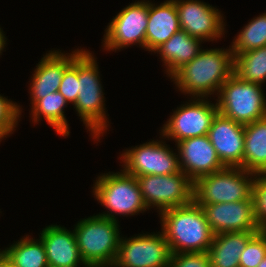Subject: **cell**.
Listing matches in <instances>:
<instances>
[{
  "label": "cell",
  "instance_id": "obj_1",
  "mask_svg": "<svg viewBox=\"0 0 266 267\" xmlns=\"http://www.w3.org/2000/svg\"><path fill=\"white\" fill-rule=\"evenodd\" d=\"M234 55L229 49H202L190 62L177 70L172 81L184 95L208 98L219 92L223 83L233 74Z\"/></svg>",
  "mask_w": 266,
  "mask_h": 267
},
{
  "label": "cell",
  "instance_id": "obj_2",
  "mask_svg": "<svg viewBox=\"0 0 266 267\" xmlns=\"http://www.w3.org/2000/svg\"><path fill=\"white\" fill-rule=\"evenodd\" d=\"M158 214L161 231L169 244L171 254L208 252L215 234L207 222L202 206L192 201Z\"/></svg>",
  "mask_w": 266,
  "mask_h": 267
},
{
  "label": "cell",
  "instance_id": "obj_3",
  "mask_svg": "<svg viewBox=\"0 0 266 267\" xmlns=\"http://www.w3.org/2000/svg\"><path fill=\"white\" fill-rule=\"evenodd\" d=\"M97 58L84 49L78 55V97L74 104L78 116L92 135L93 140L99 141L100 137L108 130V118L105 108V98Z\"/></svg>",
  "mask_w": 266,
  "mask_h": 267
},
{
  "label": "cell",
  "instance_id": "obj_4",
  "mask_svg": "<svg viewBox=\"0 0 266 267\" xmlns=\"http://www.w3.org/2000/svg\"><path fill=\"white\" fill-rule=\"evenodd\" d=\"M118 221L93 215L74 227L76 242L88 267H112L120 243Z\"/></svg>",
  "mask_w": 266,
  "mask_h": 267
},
{
  "label": "cell",
  "instance_id": "obj_5",
  "mask_svg": "<svg viewBox=\"0 0 266 267\" xmlns=\"http://www.w3.org/2000/svg\"><path fill=\"white\" fill-rule=\"evenodd\" d=\"M96 179L92 188L93 195L107 209L106 213L97 215L118 221L115 217L118 214L128 217L149 210L135 176L121 170L116 173H104Z\"/></svg>",
  "mask_w": 266,
  "mask_h": 267
},
{
  "label": "cell",
  "instance_id": "obj_6",
  "mask_svg": "<svg viewBox=\"0 0 266 267\" xmlns=\"http://www.w3.org/2000/svg\"><path fill=\"white\" fill-rule=\"evenodd\" d=\"M256 175L240 167H225L202 176L193 182V201L203 207L205 204L254 200Z\"/></svg>",
  "mask_w": 266,
  "mask_h": 267
},
{
  "label": "cell",
  "instance_id": "obj_7",
  "mask_svg": "<svg viewBox=\"0 0 266 267\" xmlns=\"http://www.w3.org/2000/svg\"><path fill=\"white\" fill-rule=\"evenodd\" d=\"M261 87L243 81L233 73L215 94L219 113L242 125L265 118L266 99Z\"/></svg>",
  "mask_w": 266,
  "mask_h": 267
},
{
  "label": "cell",
  "instance_id": "obj_8",
  "mask_svg": "<svg viewBox=\"0 0 266 267\" xmlns=\"http://www.w3.org/2000/svg\"><path fill=\"white\" fill-rule=\"evenodd\" d=\"M136 179L148 209L156 207L160 213L193 201V181L183 171L169 175L137 176Z\"/></svg>",
  "mask_w": 266,
  "mask_h": 267
},
{
  "label": "cell",
  "instance_id": "obj_9",
  "mask_svg": "<svg viewBox=\"0 0 266 267\" xmlns=\"http://www.w3.org/2000/svg\"><path fill=\"white\" fill-rule=\"evenodd\" d=\"M191 99L173 111L161 129V138L171 139L177 144L188 138L208 134L212 121L219 112L217 104L211 103L208 98Z\"/></svg>",
  "mask_w": 266,
  "mask_h": 267
},
{
  "label": "cell",
  "instance_id": "obj_10",
  "mask_svg": "<svg viewBox=\"0 0 266 267\" xmlns=\"http://www.w3.org/2000/svg\"><path fill=\"white\" fill-rule=\"evenodd\" d=\"M149 0L135 1L124 7L105 29L103 49L117 51L138 44L146 49Z\"/></svg>",
  "mask_w": 266,
  "mask_h": 267
},
{
  "label": "cell",
  "instance_id": "obj_11",
  "mask_svg": "<svg viewBox=\"0 0 266 267\" xmlns=\"http://www.w3.org/2000/svg\"><path fill=\"white\" fill-rule=\"evenodd\" d=\"M162 141L152 140L122 152L120 159L123 170L135 177L181 172L179 154Z\"/></svg>",
  "mask_w": 266,
  "mask_h": 267
},
{
  "label": "cell",
  "instance_id": "obj_12",
  "mask_svg": "<svg viewBox=\"0 0 266 267\" xmlns=\"http://www.w3.org/2000/svg\"><path fill=\"white\" fill-rule=\"evenodd\" d=\"M124 238L112 267H168L171 251L162 231Z\"/></svg>",
  "mask_w": 266,
  "mask_h": 267
},
{
  "label": "cell",
  "instance_id": "obj_13",
  "mask_svg": "<svg viewBox=\"0 0 266 267\" xmlns=\"http://www.w3.org/2000/svg\"><path fill=\"white\" fill-rule=\"evenodd\" d=\"M176 4L180 29L202 41H216L225 33L223 14L200 0H173Z\"/></svg>",
  "mask_w": 266,
  "mask_h": 267
},
{
  "label": "cell",
  "instance_id": "obj_14",
  "mask_svg": "<svg viewBox=\"0 0 266 267\" xmlns=\"http://www.w3.org/2000/svg\"><path fill=\"white\" fill-rule=\"evenodd\" d=\"M202 208L214 234L260 231L255 217L254 200L205 204Z\"/></svg>",
  "mask_w": 266,
  "mask_h": 267
},
{
  "label": "cell",
  "instance_id": "obj_15",
  "mask_svg": "<svg viewBox=\"0 0 266 267\" xmlns=\"http://www.w3.org/2000/svg\"><path fill=\"white\" fill-rule=\"evenodd\" d=\"M244 127L217 113L208 131V138L225 167L243 168Z\"/></svg>",
  "mask_w": 266,
  "mask_h": 267
},
{
  "label": "cell",
  "instance_id": "obj_16",
  "mask_svg": "<svg viewBox=\"0 0 266 267\" xmlns=\"http://www.w3.org/2000/svg\"><path fill=\"white\" fill-rule=\"evenodd\" d=\"M176 146L181 171L193 182L225 168L207 135L179 141Z\"/></svg>",
  "mask_w": 266,
  "mask_h": 267
},
{
  "label": "cell",
  "instance_id": "obj_17",
  "mask_svg": "<svg viewBox=\"0 0 266 267\" xmlns=\"http://www.w3.org/2000/svg\"><path fill=\"white\" fill-rule=\"evenodd\" d=\"M83 50L77 48L66 54L61 50H53L43 55L34 69L30 83L31 105L49 93L58 92L65 69Z\"/></svg>",
  "mask_w": 266,
  "mask_h": 267
},
{
  "label": "cell",
  "instance_id": "obj_18",
  "mask_svg": "<svg viewBox=\"0 0 266 267\" xmlns=\"http://www.w3.org/2000/svg\"><path fill=\"white\" fill-rule=\"evenodd\" d=\"M49 267H88L81 257L74 230L48 225L40 231Z\"/></svg>",
  "mask_w": 266,
  "mask_h": 267
},
{
  "label": "cell",
  "instance_id": "obj_19",
  "mask_svg": "<svg viewBox=\"0 0 266 267\" xmlns=\"http://www.w3.org/2000/svg\"><path fill=\"white\" fill-rule=\"evenodd\" d=\"M179 30L178 12L173 0H166L159 5L149 1L146 51L155 52Z\"/></svg>",
  "mask_w": 266,
  "mask_h": 267
},
{
  "label": "cell",
  "instance_id": "obj_20",
  "mask_svg": "<svg viewBox=\"0 0 266 267\" xmlns=\"http://www.w3.org/2000/svg\"><path fill=\"white\" fill-rule=\"evenodd\" d=\"M203 41L190 36L183 30L174 33L172 37L164 42L154 53H159L166 67V74L171 77L186 63L192 61L202 50Z\"/></svg>",
  "mask_w": 266,
  "mask_h": 267
},
{
  "label": "cell",
  "instance_id": "obj_21",
  "mask_svg": "<svg viewBox=\"0 0 266 267\" xmlns=\"http://www.w3.org/2000/svg\"><path fill=\"white\" fill-rule=\"evenodd\" d=\"M257 232H227L214 235L208 254L211 267H239L242 251Z\"/></svg>",
  "mask_w": 266,
  "mask_h": 267
},
{
  "label": "cell",
  "instance_id": "obj_22",
  "mask_svg": "<svg viewBox=\"0 0 266 267\" xmlns=\"http://www.w3.org/2000/svg\"><path fill=\"white\" fill-rule=\"evenodd\" d=\"M243 169L266 174V117L244 127Z\"/></svg>",
  "mask_w": 266,
  "mask_h": 267
},
{
  "label": "cell",
  "instance_id": "obj_23",
  "mask_svg": "<svg viewBox=\"0 0 266 267\" xmlns=\"http://www.w3.org/2000/svg\"><path fill=\"white\" fill-rule=\"evenodd\" d=\"M25 236L5 250L0 249V255L13 267H49L42 240Z\"/></svg>",
  "mask_w": 266,
  "mask_h": 267
},
{
  "label": "cell",
  "instance_id": "obj_24",
  "mask_svg": "<svg viewBox=\"0 0 266 267\" xmlns=\"http://www.w3.org/2000/svg\"><path fill=\"white\" fill-rule=\"evenodd\" d=\"M69 103L64 96L58 92H52L37 100L31 107L32 122L37 123L42 119L52 126L55 131L63 136H69V126L65 118L64 108Z\"/></svg>",
  "mask_w": 266,
  "mask_h": 267
},
{
  "label": "cell",
  "instance_id": "obj_25",
  "mask_svg": "<svg viewBox=\"0 0 266 267\" xmlns=\"http://www.w3.org/2000/svg\"><path fill=\"white\" fill-rule=\"evenodd\" d=\"M234 55L233 73L241 80L262 85L266 81V46Z\"/></svg>",
  "mask_w": 266,
  "mask_h": 267
},
{
  "label": "cell",
  "instance_id": "obj_26",
  "mask_svg": "<svg viewBox=\"0 0 266 267\" xmlns=\"http://www.w3.org/2000/svg\"><path fill=\"white\" fill-rule=\"evenodd\" d=\"M230 46L233 54L266 46V12L250 20Z\"/></svg>",
  "mask_w": 266,
  "mask_h": 267
},
{
  "label": "cell",
  "instance_id": "obj_27",
  "mask_svg": "<svg viewBox=\"0 0 266 267\" xmlns=\"http://www.w3.org/2000/svg\"><path fill=\"white\" fill-rule=\"evenodd\" d=\"M266 256V230L255 233L242 251L239 267H257Z\"/></svg>",
  "mask_w": 266,
  "mask_h": 267
},
{
  "label": "cell",
  "instance_id": "obj_28",
  "mask_svg": "<svg viewBox=\"0 0 266 267\" xmlns=\"http://www.w3.org/2000/svg\"><path fill=\"white\" fill-rule=\"evenodd\" d=\"M21 109L16 102L0 94V142L16 130L15 127L18 126L22 114Z\"/></svg>",
  "mask_w": 266,
  "mask_h": 267
},
{
  "label": "cell",
  "instance_id": "obj_29",
  "mask_svg": "<svg viewBox=\"0 0 266 267\" xmlns=\"http://www.w3.org/2000/svg\"><path fill=\"white\" fill-rule=\"evenodd\" d=\"M58 91L64 96L68 103L73 106L77 101L78 90V56L65 69Z\"/></svg>",
  "mask_w": 266,
  "mask_h": 267
},
{
  "label": "cell",
  "instance_id": "obj_30",
  "mask_svg": "<svg viewBox=\"0 0 266 267\" xmlns=\"http://www.w3.org/2000/svg\"><path fill=\"white\" fill-rule=\"evenodd\" d=\"M255 217L260 230H266V174H257L253 185Z\"/></svg>",
  "mask_w": 266,
  "mask_h": 267
},
{
  "label": "cell",
  "instance_id": "obj_31",
  "mask_svg": "<svg viewBox=\"0 0 266 267\" xmlns=\"http://www.w3.org/2000/svg\"><path fill=\"white\" fill-rule=\"evenodd\" d=\"M168 267H211L208 252L171 254Z\"/></svg>",
  "mask_w": 266,
  "mask_h": 267
},
{
  "label": "cell",
  "instance_id": "obj_32",
  "mask_svg": "<svg viewBox=\"0 0 266 267\" xmlns=\"http://www.w3.org/2000/svg\"><path fill=\"white\" fill-rule=\"evenodd\" d=\"M6 37H5V34L3 33V30L0 28V55H2V51L4 50L5 48V44L7 43L6 42Z\"/></svg>",
  "mask_w": 266,
  "mask_h": 267
},
{
  "label": "cell",
  "instance_id": "obj_33",
  "mask_svg": "<svg viewBox=\"0 0 266 267\" xmlns=\"http://www.w3.org/2000/svg\"><path fill=\"white\" fill-rule=\"evenodd\" d=\"M0 267H13L0 255Z\"/></svg>",
  "mask_w": 266,
  "mask_h": 267
},
{
  "label": "cell",
  "instance_id": "obj_34",
  "mask_svg": "<svg viewBox=\"0 0 266 267\" xmlns=\"http://www.w3.org/2000/svg\"><path fill=\"white\" fill-rule=\"evenodd\" d=\"M257 267H266V256Z\"/></svg>",
  "mask_w": 266,
  "mask_h": 267
}]
</instances>
